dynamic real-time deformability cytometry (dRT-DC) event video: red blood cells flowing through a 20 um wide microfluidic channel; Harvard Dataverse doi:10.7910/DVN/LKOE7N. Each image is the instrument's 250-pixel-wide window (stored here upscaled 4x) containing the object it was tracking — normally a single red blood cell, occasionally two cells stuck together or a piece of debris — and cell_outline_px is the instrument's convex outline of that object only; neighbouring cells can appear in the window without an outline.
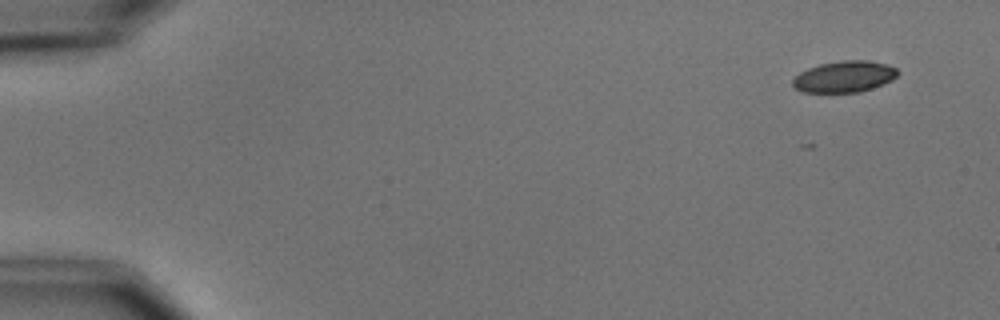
{"species": "common noctule bat (a hibernating species)", "species_latin": "Nyctalus noctula", "temperature_condition": "cold", "stored_images_in_passage": 11, "camera_frame_rate_fps": 3000, "um_per_image_px": 0.085, "animal": {"sex": "male", "body_mass_g": 15.6}, "frame": {"image": 1, "passage_image": 1, "time_ms": 0.0, "image_size_px": [1000, 320], "cell_outline_px": [[900, 72], [892, 80], [884, 84], [860, 92], [804, 92], [792, 88], [792, 80], [800, 72], [808, 68], [820, 64], [844, 60], [868, 60], [888, 64], [896, 68]], "centroid_in_image_um": [71.78, 6.51], "position_along_channel_um": 13.2, "area_um2": 19.31}}